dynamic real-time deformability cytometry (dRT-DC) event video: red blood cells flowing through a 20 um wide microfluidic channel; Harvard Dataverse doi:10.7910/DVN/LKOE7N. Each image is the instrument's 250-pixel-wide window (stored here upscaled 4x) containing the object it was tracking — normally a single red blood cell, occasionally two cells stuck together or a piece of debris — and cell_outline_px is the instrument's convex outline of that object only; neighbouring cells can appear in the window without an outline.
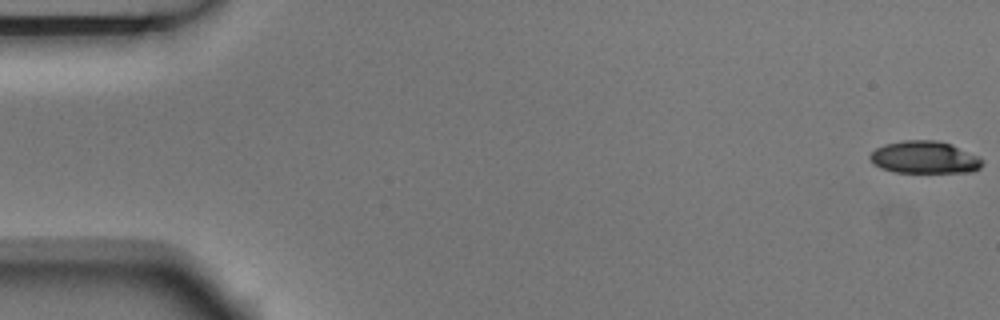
{"species": "Egyptian fruit bat (a non-hibernating species)", "species_latin": "Rousettus aegyptiacus", "temperature_condition": "room temperature", "stored_images_in_passage": 5, "camera_frame_rate_fps": 3000, "um_per_image_px": 0.085, "animal": {"sex": "male"}, "frame": {"image": 1, "passage_image": 1, "time_ms": 0.0, "image_size_px": [1000, 320], "cell_outline_px": [[984, 164], [980, 168], [972, 172], [896, 172], [880, 168], [868, 156], [876, 148], [884, 144], [900, 140], [936, 140], [952, 144], [980, 156], [984, 160]], "centroid_in_image_um": [78.64, 13.36], "position_along_channel_um": 6.4, "area_um2": 21.39}}
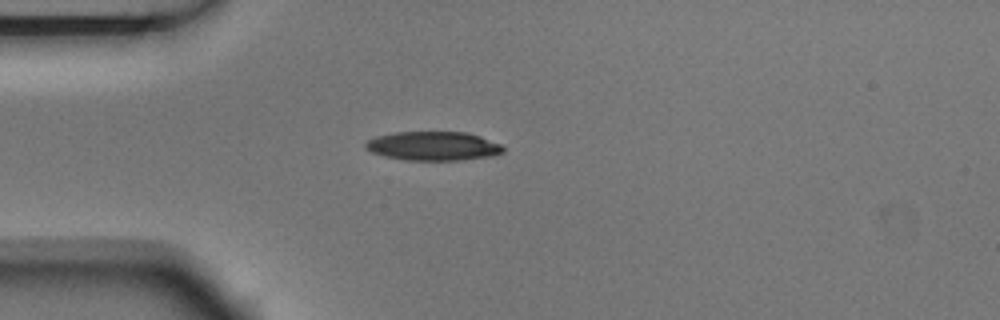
{"frame": {"image": 2, "passage_image": 5, "time_ms": 1.333, "image_size_px": [1000, 320], "cell_outline_px": [[504, 152], [492, 156], [460, 160], [404, 160], [384, 156], [372, 152], [364, 148], [364, 144], [368, 140], [376, 136], [396, 132], [468, 132], [480, 136], [500, 144], [504, 148]], "centroid_in_image_um": [36.82, 12.41], "position_along_channel_um": 48.2, "area_um2": 23.29}}